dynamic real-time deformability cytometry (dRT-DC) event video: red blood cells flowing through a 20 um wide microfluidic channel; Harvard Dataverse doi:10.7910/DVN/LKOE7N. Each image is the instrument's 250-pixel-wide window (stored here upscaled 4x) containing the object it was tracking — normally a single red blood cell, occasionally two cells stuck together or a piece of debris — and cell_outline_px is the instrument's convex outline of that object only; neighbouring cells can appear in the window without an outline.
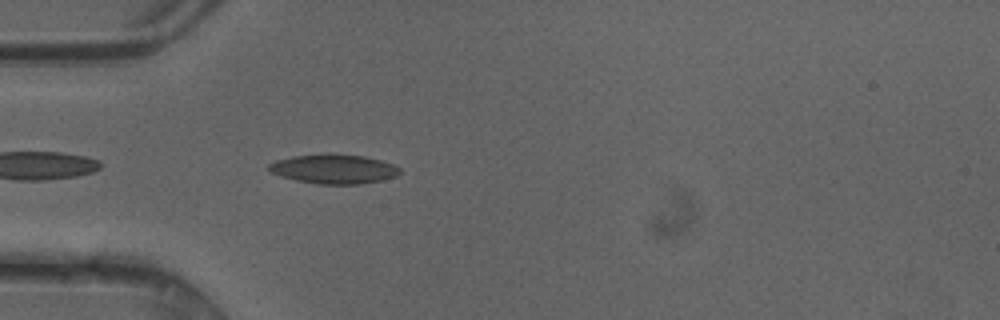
{"species": "common noctule bat (a hibernating species)", "species_latin": "Nyctalus noctula", "temperature_condition": "cold", "stored_images_in_passage": 36, "camera_frame_rate_fps": 3000, "um_per_image_px": 0.085, "animal": {"sex": "female"}, "frame": {"image": 1, "passage_image": 2, "time_ms": 0.333, "image_size_px": [1000, 320], "cell_outline_px": [[400, 172], [396, 176], [384, 180], [360, 184], [316, 184], [296, 180], [280, 176], [272, 172], [268, 168], [268, 164], [276, 160], [292, 156], [324, 152], [332, 152], [364, 156], [380, 160], [392, 164], [400, 168]], "centroid_in_image_um": [28.36, 14.34], "position_along_channel_um": 56.6, "area_um2": 22.83}}
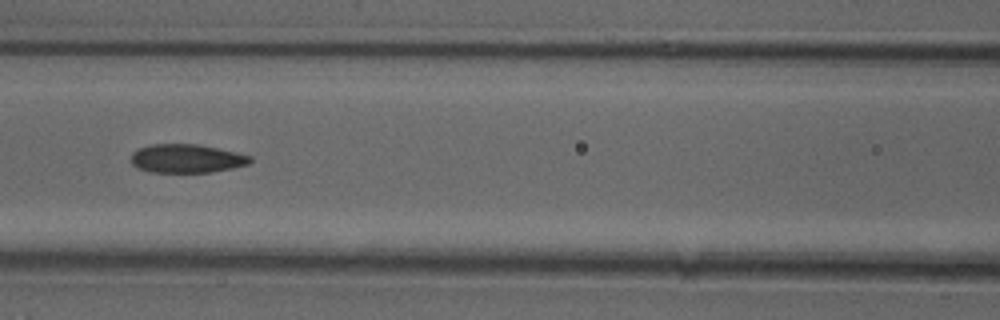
{"frame": {"image": 2, "passage_image": 9, "time_ms": 2.667, "image_size_px": [1000, 320], "cell_outline_px": [[252, 160], [248, 164], [232, 168], [212, 172], [148, 172], [136, 168], [132, 164], [132, 152], [140, 148], [152, 144], [200, 144], [236, 152], [252, 156]], "centroid_in_image_um": [15.86, 13.47], "position_along_channel_um": 150.7, "area_um2": 19.94}}
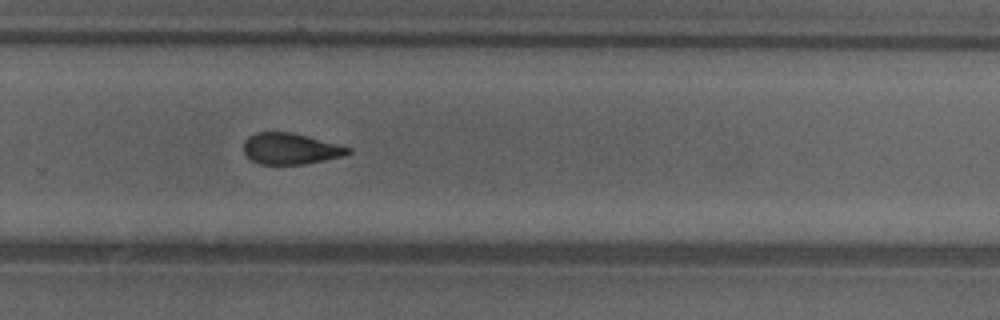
{"frame": {"image": 3, "passage_image": 20, "time_ms": 6.333, "image_size_px": [1000, 320], "cell_outline_px": [[352, 152], [344, 156], [304, 164], [260, 164], [252, 160], [244, 152], [244, 140], [248, 136], [256, 132], [288, 132], [352, 148]], "centroid_in_image_um": [24.67, 12.65], "position_along_channel_um": 305.1, "area_um2": 18.67}, "authors_computed_cell_mechanics": {"area_um2": 20.1433, "velocity_mm_per_s": 4.2275, "shape_relaxation_time_tau1_ms": 8.2285, "shape_relaxation_time_tau2_ms": 3.1368, "deformation_change_tau1": 0.1876, "deformation_change_tau2": 0.0931}}